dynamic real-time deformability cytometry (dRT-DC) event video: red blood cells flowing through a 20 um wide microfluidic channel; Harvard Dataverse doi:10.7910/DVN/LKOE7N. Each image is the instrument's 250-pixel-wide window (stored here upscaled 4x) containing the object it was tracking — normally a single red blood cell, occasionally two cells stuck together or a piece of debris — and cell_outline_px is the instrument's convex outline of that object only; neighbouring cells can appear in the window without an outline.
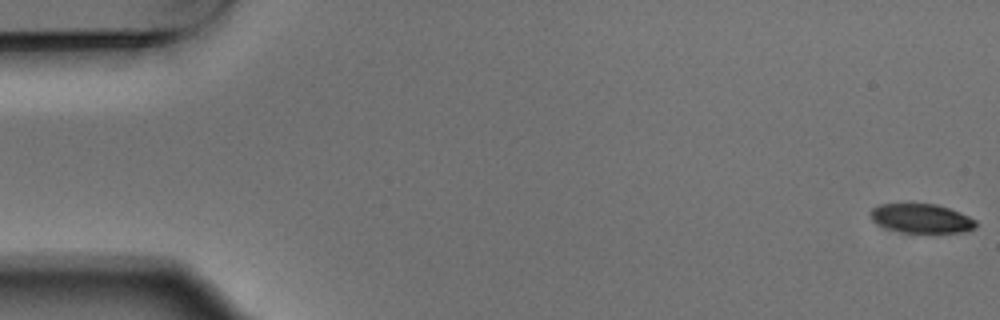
{"species": "Egyptian fruit bat (a non-hibernating species)", "species_latin": "Rousettus aegyptiacus", "temperature_condition": "warm", "stored_images_in_passage": 4, "camera_frame_rate_fps": 3000, "um_per_image_px": 0.085, "animal": {"sex": "male"}, "frame": {"image": 1, "passage_image": 1, "time_ms": 0.0, "image_size_px": [1000, 320], "cell_outline_px": [[976, 224], [972, 228], [964, 232], [900, 232], [888, 228], [872, 220], [868, 212], [872, 208], [880, 204], [936, 204], [960, 212], [976, 220]], "centroid_in_image_um": [78.29, 18.55], "position_along_channel_um": 6.7, "area_um2": 17.63}}
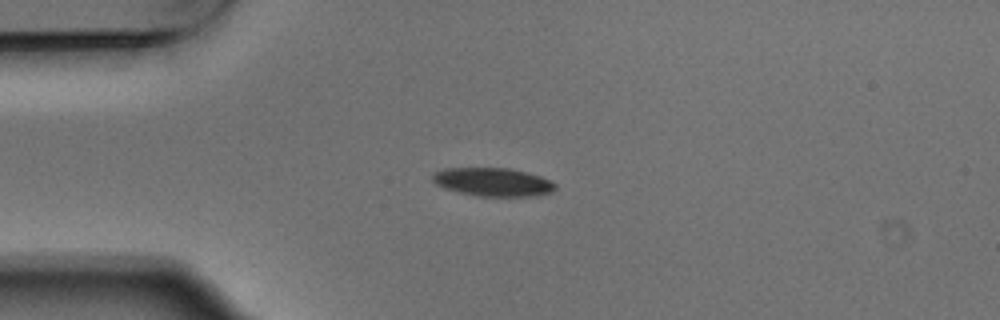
{"frame": {"image": 2, "passage_image": 4, "time_ms": 1.0, "image_size_px": [1000, 320], "cell_outline_px": [[556, 188], [552, 192], [532, 196], [476, 196], [444, 188], [436, 184], [432, 180], [432, 172], [444, 168], [508, 168], [540, 176], [556, 184]], "centroid_in_image_um": [41.86, 15.47], "position_along_channel_um": 43.1, "area_um2": 20.23}}